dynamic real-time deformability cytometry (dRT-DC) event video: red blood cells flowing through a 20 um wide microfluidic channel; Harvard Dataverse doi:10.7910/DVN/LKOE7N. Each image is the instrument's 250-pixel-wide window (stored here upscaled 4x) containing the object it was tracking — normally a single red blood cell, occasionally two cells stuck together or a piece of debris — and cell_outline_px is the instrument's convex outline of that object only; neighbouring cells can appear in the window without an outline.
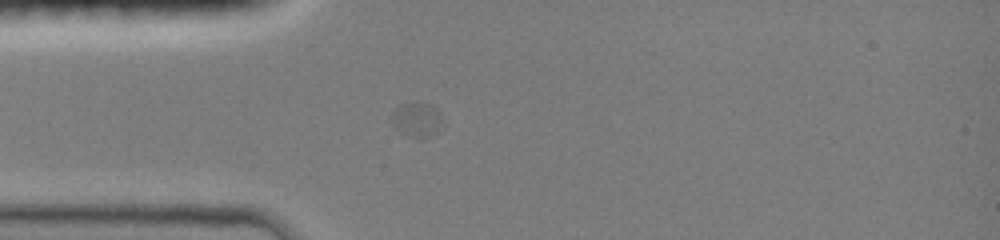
{"species": "common noctule bat (a hibernating species)", "species_latin": "Nyctalus noctula", "temperature_condition": "room temperature", "stored_images_in_passage": 29, "camera_frame_rate_fps": 3000, "um_per_image_px": 0.085, "animal": {"sex": "female", "body_mass_g": 19.0, "forearm_length_mm": 51.5}, "frame": {"image": 1, "passage_image": 5, "time_ms": 1.333, "image_size_px": [1000, 240], "cell_outline_px": [[444, 120], [436, 132], [420, 140], [408, 136], [400, 132], [392, 124], [392, 112], [400, 104], [432, 104], [440, 112]], "centroid_in_image_um": [35.45, 10.2], "position_along_channel_um": 49.6, "area_um2": 10.23}}
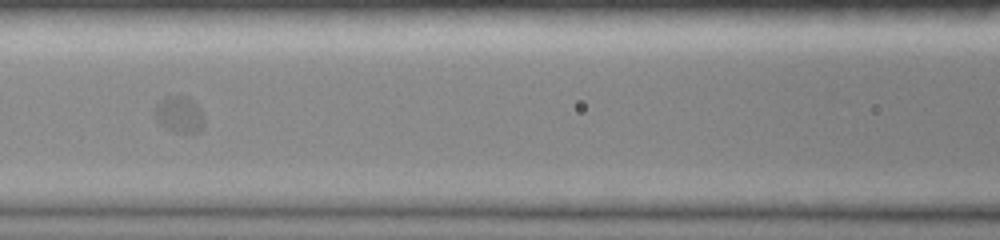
{"frame": {"image": 2, "passage_image": 13, "time_ms": 4.0, "image_size_px": [1000, 240], "cell_outline_px": [[204, 124], [200, 132], [176, 132], [160, 124], [152, 112], [156, 104], [160, 100], [168, 96], [184, 96], [192, 100], [196, 104], [204, 120]], "centroid_in_image_um": [15.21, 9.73], "position_along_channel_um": 151.4, "area_um2": 10.29}}
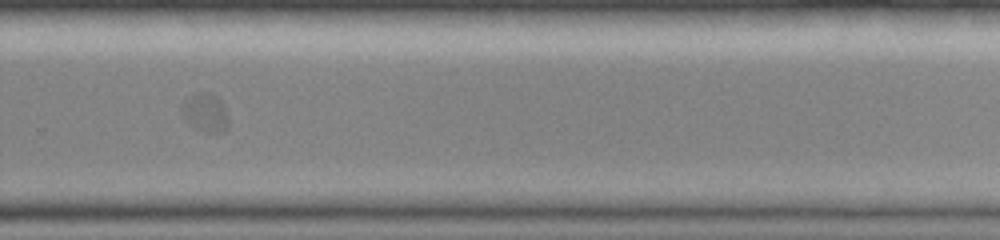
{"frame": {"image": 3, "passage_image": 25, "time_ms": 8.0, "image_size_px": [1000, 240], "cell_outline_px": [[228, 128], [224, 132], [208, 132], [196, 128], [188, 124], [180, 112], [180, 108], [184, 100], [200, 92], [208, 92], [216, 96], [224, 104], [228, 116]], "centroid_in_image_um": [17.46, 9.58], "position_along_channel_um": 312.3, "area_um2": 10.58}}